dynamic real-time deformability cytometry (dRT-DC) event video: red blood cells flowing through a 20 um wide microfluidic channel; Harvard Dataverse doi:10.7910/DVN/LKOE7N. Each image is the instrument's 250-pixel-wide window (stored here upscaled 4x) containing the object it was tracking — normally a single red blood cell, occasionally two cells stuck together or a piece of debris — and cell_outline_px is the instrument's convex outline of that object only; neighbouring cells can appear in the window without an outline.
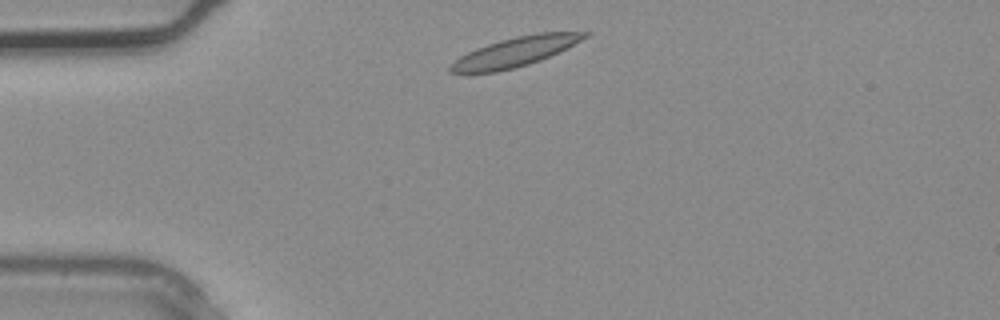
{"species": "common noctule bat (a hibernating species)", "species_latin": "Nyctalus noctula", "temperature_condition": "warm", "stored_images_in_passage": 4, "camera_frame_rate_fps": 3000, "um_per_image_px": 0.085, "animal": {"sex": "male", "body_mass_g": 20.4}, "frame": {"image": 1, "passage_image": 4, "time_ms": 1.0, "image_size_px": [1000, 320], "cell_outline_px": [[592, 32], [588, 36], [540, 60], [516, 68], [496, 72], [464, 76], [448, 72], [448, 68], [460, 56], [476, 48], [500, 40], [516, 36], [536, 32]], "centroid_in_image_um": [43.65, 4.45], "position_along_channel_um": 41.4, "area_um2": 23.24}}